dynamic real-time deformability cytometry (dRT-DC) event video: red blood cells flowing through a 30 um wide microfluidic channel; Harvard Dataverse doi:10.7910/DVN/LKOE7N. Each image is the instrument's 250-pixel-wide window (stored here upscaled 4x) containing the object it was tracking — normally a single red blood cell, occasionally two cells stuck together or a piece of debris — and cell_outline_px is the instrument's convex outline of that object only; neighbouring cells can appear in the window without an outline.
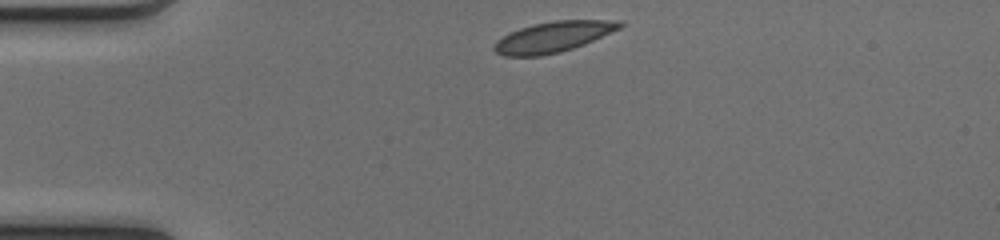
{"species": "common noctule bat (a hibernating species)", "species_latin": "Nyctalus noctula", "temperature_condition": "cold", "stored_images_in_passage": 40, "camera_frame_rate_fps": 3000, "um_per_image_px": 0.085, "animal": {"sex": "female", "body_mass_g": 17.0, "forearm_length_mm": 48.0}, "frame": {"image": 1, "passage_image": 1, "time_ms": 0.0, "image_size_px": [1000, 240], "cell_outline_px": [[624, 24], [620, 28], [584, 44], [560, 52], [540, 56], [504, 56], [496, 52], [492, 48], [496, 40], [508, 32], [532, 24], [556, 20], [624, 20]], "centroid_in_image_um": [46.99, 3.13], "position_along_channel_um": 38.0, "area_um2": 22.48}}
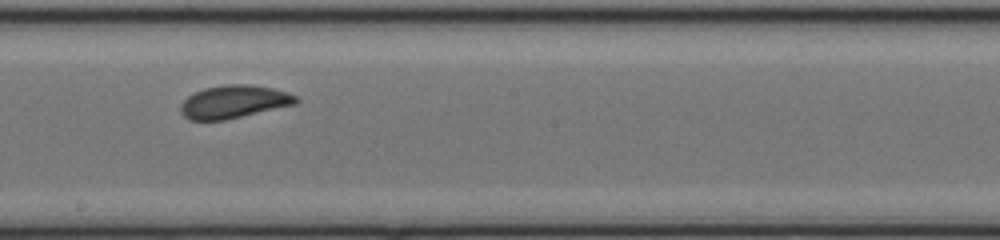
{"frame": {"image": 2, "passage_image": 18, "time_ms": 5.667, "image_size_px": [1000, 240], "cell_outline_px": [[300, 100], [296, 104], [224, 120], [188, 120], [180, 112], [180, 104], [188, 96], [204, 88], [224, 84], [252, 84], [272, 88], [288, 92], [296, 96]], "centroid_in_image_um": [19.88, 8.64], "position_along_channel_um": 228.3, "area_um2": 22.2}}
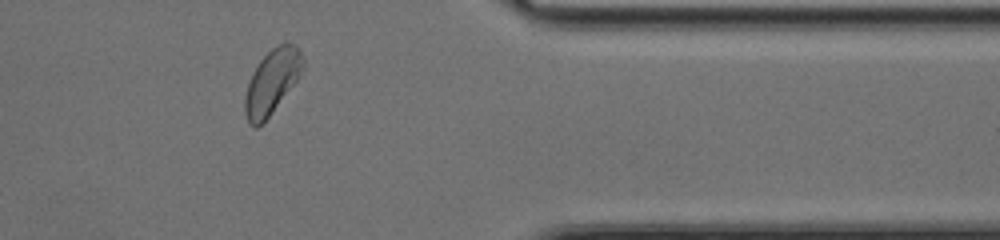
{"frame": {"image": 3, "passage_image": 31, "time_ms": 10.0, "image_size_px": [1000, 240], "cell_outline_px": [[304, 68], [296, 80], [268, 116], [256, 128], [252, 128], [248, 124], [244, 112], [244, 100], [248, 84], [260, 60], [276, 44], [296, 44], [300, 48], [304, 56]], "centroid_in_image_um": [23.12, 6.93], "position_along_channel_um": 388.3, "area_um2": 21.33}, "authors_computed_cell_mechanics": {"area_um2": 22.253, "velocity_mm_per_s": 4.0712, "shape_relaxation_time_tau1_ms": 2.9719, "shape_relaxation_time_tau2_ms": 1.5223, "deformation_change_tau1": 0.0994, "deformation_change_tau2": 0.0433}}